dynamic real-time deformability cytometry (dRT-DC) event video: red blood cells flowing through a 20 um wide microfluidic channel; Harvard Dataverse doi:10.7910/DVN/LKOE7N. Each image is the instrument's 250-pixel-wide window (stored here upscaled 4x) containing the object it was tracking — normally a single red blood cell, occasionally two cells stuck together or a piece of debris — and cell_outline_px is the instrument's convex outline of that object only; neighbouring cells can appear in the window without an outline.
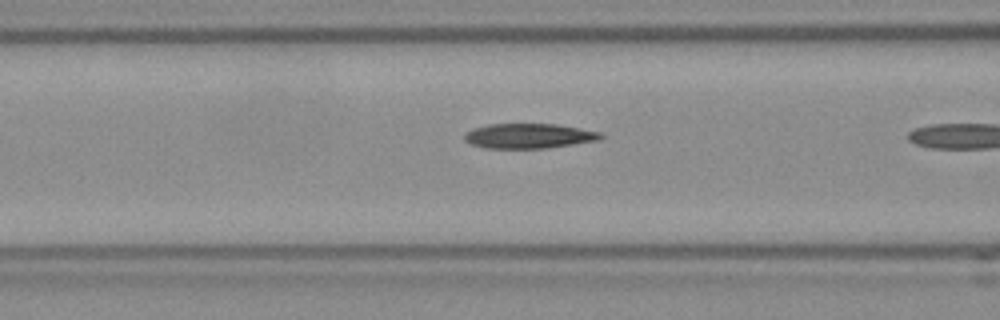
{"species": "Egyptian fruit bat (a non-hibernating species)", "species_latin": "Rousettus aegyptiacus", "temperature_condition": "room temperature", "stored_images_in_passage": 9, "camera_frame_rate_fps": 3000, "um_per_image_px": 0.085, "frame": {"image": 1, "passage_image": 8, "time_ms": 2.333, "image_size_px": [1000, 320], "cell_outline_px": [[604, 136], [600, 140], [544, 148], [484, 148], [472, 144], [464, 140], [464, 132], [472, 128], [488, 124], [556, 124], [600, 132]], "centroid_in_image_um": [44.91, 11.55], "position_along_channel_um": 121.7, "area_um2": 19.71}}